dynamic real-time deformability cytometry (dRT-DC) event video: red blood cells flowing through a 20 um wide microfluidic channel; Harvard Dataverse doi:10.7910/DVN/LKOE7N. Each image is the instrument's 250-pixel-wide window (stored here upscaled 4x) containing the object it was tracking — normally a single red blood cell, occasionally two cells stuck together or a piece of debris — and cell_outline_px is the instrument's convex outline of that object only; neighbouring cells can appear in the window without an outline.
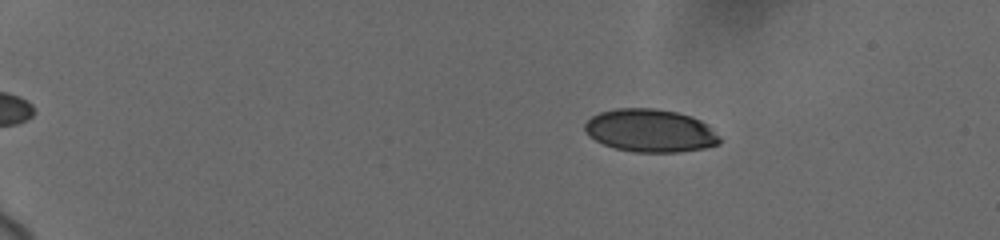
{"species": "human", "species_latin": "Homo sapiens", "temperature_condition": "cold", "stored_images_in_passage": 46, "camera_frame_rate_fps": 3000, "um_per_image_px": 0.085, "donor": {"sex": "female"}, "frame": {"image": 1, "passage_image": 7, "time_ms": 2.0, "image_size_px": [1000, 240], "cell_outline_px": [[724, 140], [720, 144], [704, 148], [676, 152], [636, 152], [616, 148], [604, 144], [588, 136], [584, 132], [584, 124], [592, 116], [600, 112], [616, 108], [652, 108], [676, 112], [692, 116], [708, 124]], "centroid_in_image_um": [55.3, 11.1], "position_along_channel_um": 29.7, "area_um2": 33.93}}
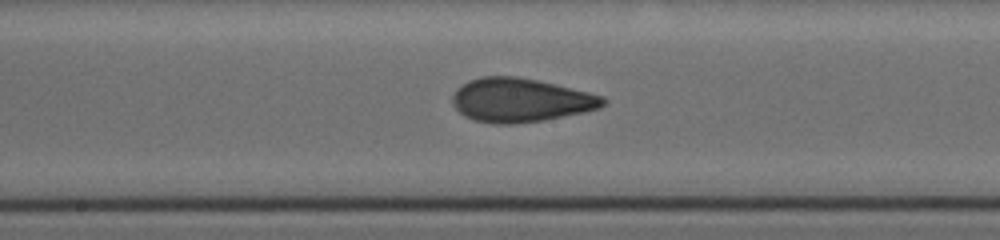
{"frame": {"image": 2, "passage_image": 28, "time_ms": 9.667, "image_size_px": [1000, 240], "cell_outline_px": [[608, 100], [600, 108], [584, 112], [544, 120], [512, 124], [492, 124], [472, 120], [464, 116], [452, 104], [452, 96], [456, 88], [468, 80], [484, 76], [516, 76], [536, 80], [588, 92], [604, 96]], "centroid_in_image_um": [44.21, 8.52], "position_along_channel_um": 204.0, "area_um2": 38.55}}
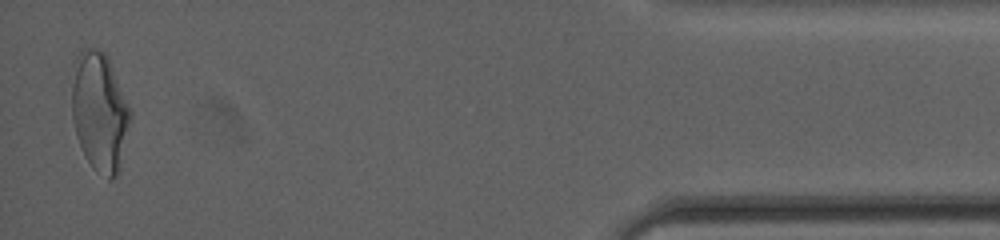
{"frame": {"image": 3, "passage_image": 46, "time_ms": 17.333, "image_size_px": [1000, 240], "cell_outline_px": [[132, 116], [120, 172], [112, 180], [108, 180], [92, 168], [76, 136], [72, 120], [72, 64], [76, 56], [84, 48], [96, 48], [104, 52], [108, 56], [132, 112]], "centroid_in_image_um": [8.48, 9.51], "position_along_channel_um": 426.7, "area_um2": 41.33}, "authors_computed_cell_mechanics": {"area_um2": 36.6452, "velocity_mm_per_s": 3.7134, "shape_relaxation_time_tau1_ms": 8.3104, "shape_relaxation_time_tau2_ms": 1.2715, "deformation_change_tau1": 0.2048, "deformation_change_tau2": 0.0735}}